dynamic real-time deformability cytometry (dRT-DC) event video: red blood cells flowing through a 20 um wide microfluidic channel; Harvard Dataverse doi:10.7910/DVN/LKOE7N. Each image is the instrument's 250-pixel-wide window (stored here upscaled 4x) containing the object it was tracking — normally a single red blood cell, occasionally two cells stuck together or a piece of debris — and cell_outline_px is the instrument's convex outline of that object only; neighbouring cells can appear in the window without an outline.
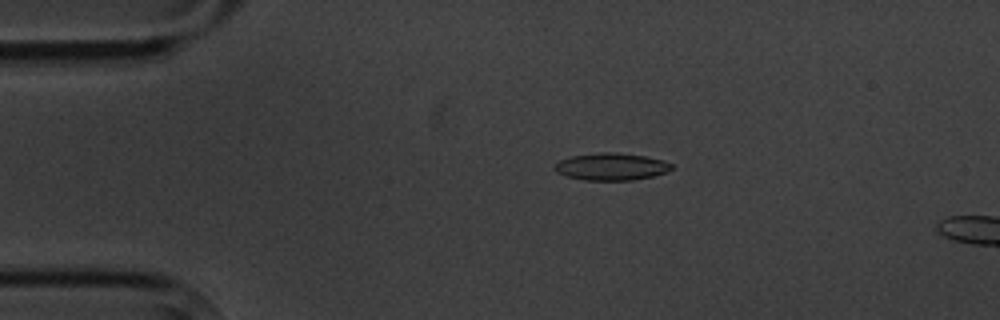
{"species": "common noctule bat (a hibernating species)", "species_latin": "Nyctalus noctula", "temperature_condition": "cold", "stored_images_in_passage": 2, "camera_frame_rate_fps": 3000, "um_per_image_px": 0.085, "animal": {"sex": "male", "body_mass_g": 20.1, "forearm_length_mm": 53.5}, "frame": {"image": 1, "passage_image": 1, "time_ms": 0.0, "image_size_px": [1000, 320], "cell_outline_px": [[672, 168], [664, 172], [652, 176], [632, 180], [584, 180], [568, 176], [556, 172], [552, 168], [560, 160], [572, 156], [604, 152], [612, 152], [644, 156], [664, 160], [672, 164]], "centroid_in_image_um": [51.94, 14.16], "position_along_channel_um": 33.1, "area_um2": 18.26}}